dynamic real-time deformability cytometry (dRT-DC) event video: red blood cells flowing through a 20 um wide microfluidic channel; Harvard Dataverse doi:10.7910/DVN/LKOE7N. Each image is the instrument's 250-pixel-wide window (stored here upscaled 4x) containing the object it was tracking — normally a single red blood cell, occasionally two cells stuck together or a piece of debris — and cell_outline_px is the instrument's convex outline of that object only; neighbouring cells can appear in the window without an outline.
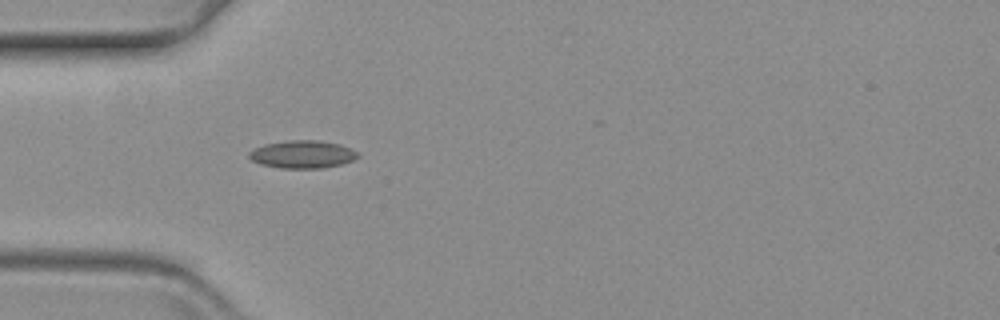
{"species": "common noctule bat (a hibernating species)", "species_latin": "Nyctalus noctula", "temperature_condition": "warm", "stored_images_in_passage": 20, "camera_frame_rate_fps": 3000, "um_per_image_px": 0.085, "animal": {"sex": "female", "body_mass_g": 19.3, "forearm_length_mm": 54.1}, "frame": {"image": 1, "passage_image": 6, "time_ms": 1.667, "image_size_px": [1000, 320], "cell_outline_px": [[360, 156], [352, 160], [340, 164], [320, 168], [280, 168], [260, 164], [252, 160], [248, 156], [248, 152], [264, 144], [288, 140], [316, 140], [340, 144], [352, 148]], "centroid_in_image_um": [25.7, 13.11], "position_along_channel_um": 59.3, "area_um2": 17.51}}
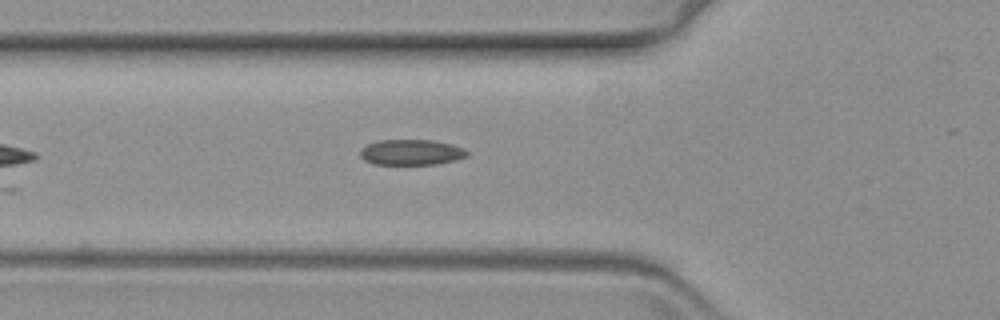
{"frame": {"image": 2, "passage_image": 9, "time_ms": 2.667, "image_size_px": [1000, 320], "cell_outline_px": [[468, 156], [456, 160], [436, 164], [372, 164], [364, 160], [360, 156], [360, 148], [368, 144], [380, 140], [432, 140], [452, 144], [464, 148], [468, 152]], "centroid_in_image_um": [34.96, 12.94], "position_along_channel_um": 90.8, "area_um2": 16.01}}